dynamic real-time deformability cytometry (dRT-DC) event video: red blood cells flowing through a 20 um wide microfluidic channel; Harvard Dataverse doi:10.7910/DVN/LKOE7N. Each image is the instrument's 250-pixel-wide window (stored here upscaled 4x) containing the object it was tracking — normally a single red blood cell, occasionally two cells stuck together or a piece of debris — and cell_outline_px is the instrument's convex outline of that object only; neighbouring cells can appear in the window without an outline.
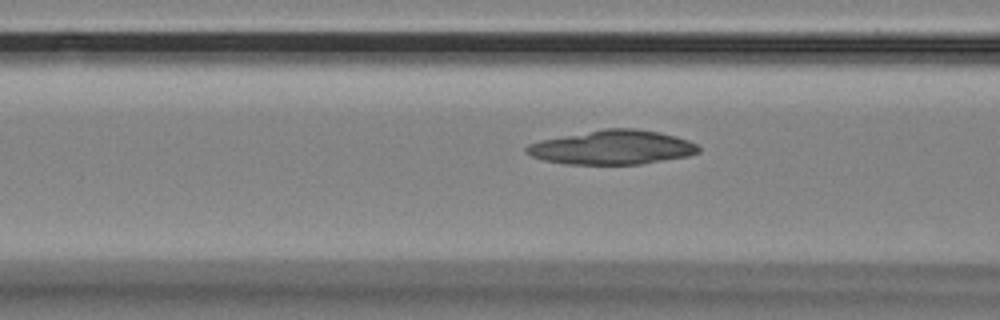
{"species": "Egyptian fruit bat (a non-hibernating species)", "species_latin": "Rousettus aegyptiacus", "temperature_condition": "room temperature", "stored_images_in_passage": 8, "segment_of_instrument_passage": [1, 2], "camera_frame_rate_fps": 3000, "um_per_image_px": 0.085, "animal": {"sex": "female"}, "frame": {"image": 1, "passage_image": 7, "time_ms": 2.0, "image_size_px": [1000, 320], "cell_outline_px": [[700, 152], [688, 156], [640, 164], [564, 164], [544, 160], [532, 156], [524, 152], [524, 148], [528, 144], [540, 140], [604, 128], [636, 128], [660, 132], [676, 136], [688, 140], [696, 144], [700, 148]], "centroid_in_image_um": [52.04, 12.52], "position_along_channel_um": 114.6, "area_um2": 34.39}}